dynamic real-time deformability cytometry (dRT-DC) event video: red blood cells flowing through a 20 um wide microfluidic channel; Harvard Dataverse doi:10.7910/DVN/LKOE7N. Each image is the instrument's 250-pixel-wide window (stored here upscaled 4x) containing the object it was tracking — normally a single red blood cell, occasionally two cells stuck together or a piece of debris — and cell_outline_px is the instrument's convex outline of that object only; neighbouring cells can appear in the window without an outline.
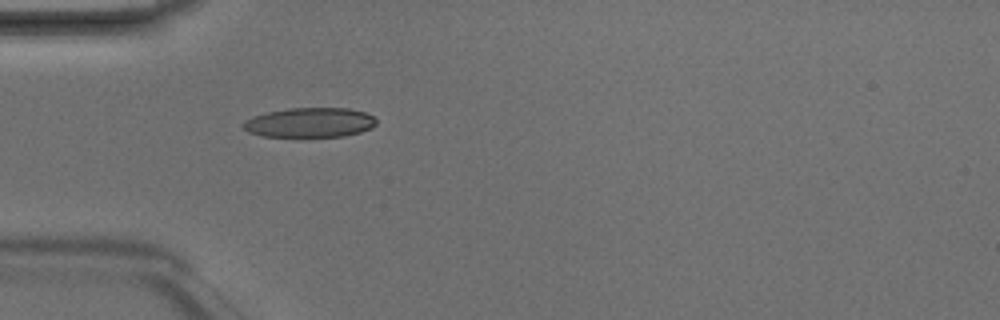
{"species": "Egyptian fruit bat (a non-hibernating species)", "species_latin": "Rousettus aegyptiacus", "temperature_condition": "room temperature", "stored_images_in_passage": 5, "camera_frame_rate_fps": 3000, "um_per_image_px": 0.085, "animal": {"sex": "male"}, "frame": {"image": 1, "passage_image": 5, "time_ms": 1.333, "image_size_px": [1000, 320], "cell_outline_px": [[376, 124], [372, 128], [360, 132], [344, 136], [260, 136], [248, 132], [240, 124], [244, 120], [252, 116], [268, 112], [288, 108], [348, 108], [364, 112], [372, 116], [376, 120]], "centroid_in_image_um": [26.3, 10.41], "position_along_channel_um": 58.7, "area_um2": 23.0}}